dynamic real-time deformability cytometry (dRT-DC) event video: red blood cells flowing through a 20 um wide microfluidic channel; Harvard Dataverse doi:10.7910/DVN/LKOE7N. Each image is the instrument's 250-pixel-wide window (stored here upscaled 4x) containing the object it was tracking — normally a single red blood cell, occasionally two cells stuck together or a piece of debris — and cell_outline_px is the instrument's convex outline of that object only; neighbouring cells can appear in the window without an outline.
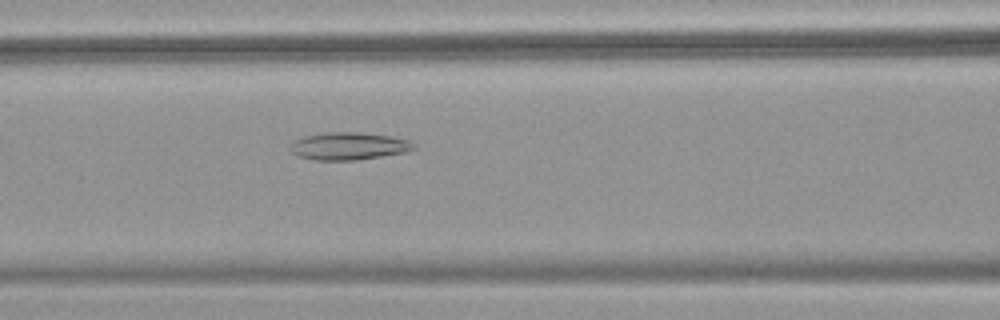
{"species": "common noctule bat (a hibernating species)", "species_latin": "Nyctalus noctula", "temperature_condition": "warm", "stored_images_in_passage": 55, "camera_frame_rate_fps": 3000, "um_per_image_px": 0.085, "animal": {"sex": "female", "body_mass_g": 18.4}, "frame": {"image": 1, "passage_image": 24, "time_ms": 7.667, "image_size_px": [1000, 320], "cell_outline_px": [[416, 148], [404, 152], [356, 160], [312, 160], [296, 156], [288, 148], [292, 140], [304, 136], [324, 132], [360, 132], [388, 136], [408, 140], [416, 144]], "centroid_in_image_um": [29.56, 12.41], "position_along_channel_um": 137.0, "area_um2": 19.94}}
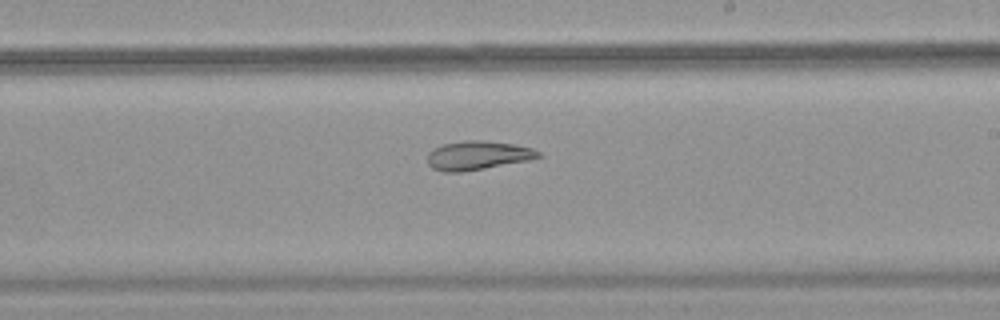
{"frame": {"image": 2, "passage_image": 33, "time_ms": 10.667, "image_size_px": [1000, 320], "cell_outline_px": [[544, 156], [528, 160], [484, 168], [460, 172], [444, 172], [432, 168], [428, 164], [428, 152], [432, 148], [444, 144], [464, 140], [484, 140], [512, 144], [532, 148], [540, 152]], "centroid_in_image_um": [40.58, 13.2], "position_along_channel_um": 248.4, "area_um2": 18.61}}
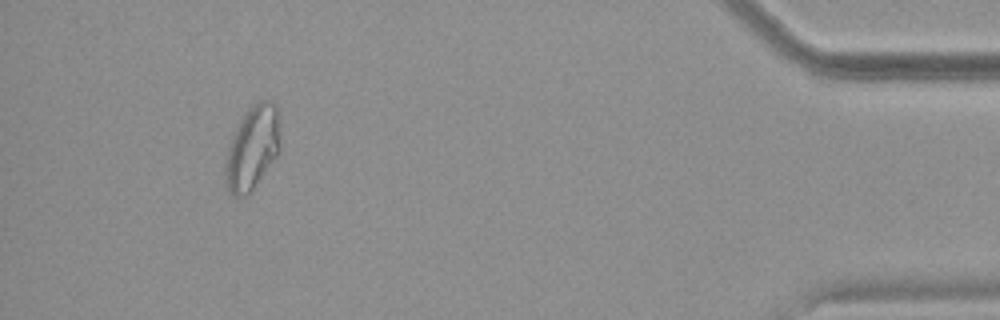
{"frame": {"image": 3, "passage_image": 51, "time_ms": 16.667, "image_size_px": [1000, 320], "cell_outline_px": [[280, 152], [252, 192], [244, 196], [236, 196], [228, 192], [224, 184], [224, 160], [232, 136], [244, 112], [252, 104], [260, 100], [268, 100], [276, 104], [280, 108]], "centroid_in_image_um": [21.47, 12.56], "position_along_channel_um": 413.7, "area_um2": 27.8}, "authors_computed_cell_mechanics": {"area_um2": 24.854, "velocity_mm_per_s": 3.7284, "shape_relaxation_time_tau1_ms": null, "shape_relaxation_time_tau2_ms": 3.4928, "deformation_change_tau1": null, "deformation_change_tau2": 0.103}}